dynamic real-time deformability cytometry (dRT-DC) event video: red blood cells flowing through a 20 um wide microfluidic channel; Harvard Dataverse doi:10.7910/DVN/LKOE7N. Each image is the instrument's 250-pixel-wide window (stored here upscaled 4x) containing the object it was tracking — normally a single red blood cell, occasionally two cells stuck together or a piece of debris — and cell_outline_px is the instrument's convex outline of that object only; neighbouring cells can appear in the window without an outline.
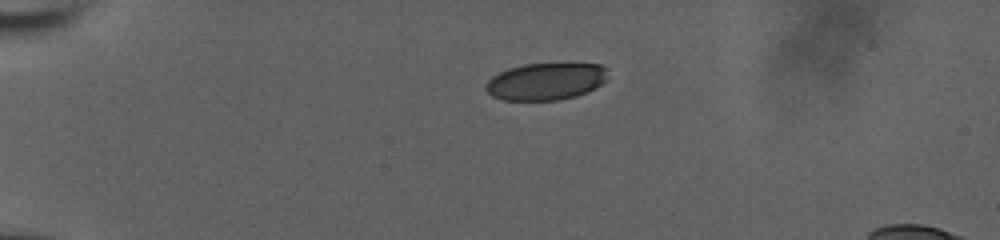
{"species": "human", "species_latin": "Homo sapiens", "temperature_condition": "room temperature", "stored_images_in_passage": 44, "camera_frame_rate_fps": 3000, "um_per_image_px": 0.085, "donor": {"sex": "male"}, "frame": {"image": 1, "passage_image": 1, "time_ms": 0.0, "image_size_px": [1000, 240], "cell_outline_px": [[608, 80], [596, 88], [588, 92], [576, 96], [560, 100], [504, 100], [492, 96], [484, 88], [484, 84], [492, 76], [508, 68], [524, 64], [600, 64], [608, 68]], "centroid_in_image_um": [46.42, 6.92], "position_along_channel_um": 38.6, "area_um2": 26.7}}
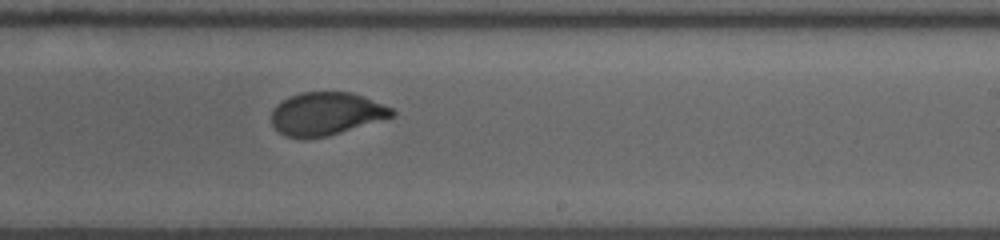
{"frame": {"image": 2, "passage_image": 24, "time_ms": 7.667, "image_size_px": [1000, 240], "cell_outline_px": [[396, 116], [328, 136], [304, 140], [284, 136], [272, 124], [272, 108], [276, 104], [288, 96], [300, 92], [352, 92], [364, 96], [392, 108], [396, 112]], "centroid_in_image_um": [27.71, 9.68], "position_along_channel_um": 261.3, "area_um2": 30.63}}
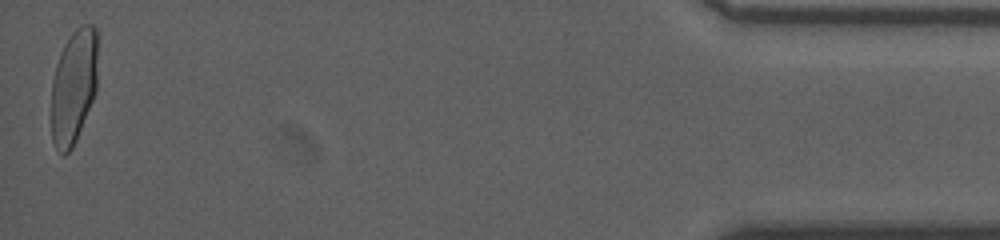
{"frame": {"image": 3, "passage_image": 44, "time_ms": 14.333, "image_size_px": [1000, 240], "cell_outline_px": [[96, 92], [76, 140], [72, 148], [64, 156], [56, 148], [52, 140], [52, 80], [56, 64], [60, 52], [64, 44], [72, 32], [80, 24], [92, 24], [96, 28]], "centroid_in_image_um": [6.25, 7.34], "position_along_channel_um": 428.9, "area_um2": 30.87}, "authors_computed_cell_mechanics": {"area_um2": 30.9519, "velocity_mm_per_s": 3.7148, "shape_relaxation_time_tau1_ms": 6.7033, "shape_relaxation_time_tau2_ms": null, "deformation_change_tau1": 0.2109, "deformation_change_tau2": null}}